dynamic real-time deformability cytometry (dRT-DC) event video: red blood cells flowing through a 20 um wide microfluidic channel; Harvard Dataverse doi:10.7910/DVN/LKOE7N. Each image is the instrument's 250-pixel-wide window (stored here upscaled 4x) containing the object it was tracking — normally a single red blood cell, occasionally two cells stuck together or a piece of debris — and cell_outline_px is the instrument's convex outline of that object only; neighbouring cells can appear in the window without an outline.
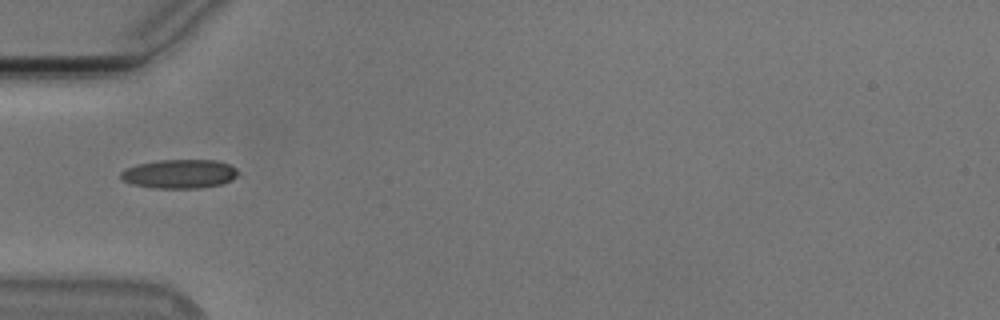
{"species": "Egyptian fruit bat (a non-hibernating species)", "species_latin": "Rousettus aegyptiacus", "temperature_condition": "cold", "stored_images_in_passage": 8, "camera_frame_rate_fps": 3000, "um_per_image_px": 0.085, "animal": {"sex": "male"}, "frame": {"image": 1, "passage_image": 1, "time_ms": 0.0, "image_size_px": [1000, 320], "cell_outline_px": [[236, 176], [232, 180], [220, 184], [200, 188], [152, 188], [132, 184], [124, 180], [120, 176], [120, 172], [128, 168], [140, 164], [160, 160], [216, 160], [228, 164], [236, 168]], "centroid_in_image_um": [15.26, 14.78], "position_along_channel_um": 69.7, "area_um2": 19.54}}
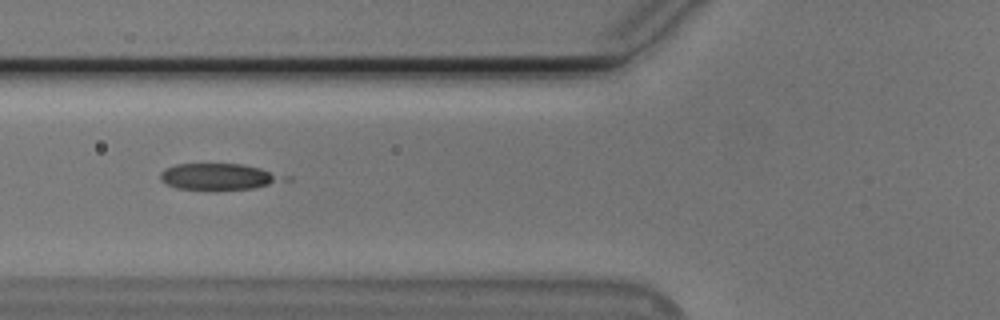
{"frame": {"image": 2, "passage_image": 4, "time_ms": 1.0, "image_size_px": [1000, 320], "cell_outline_px": [[276, 180], [268, 184], [252, 188], [208, 192], [176, 188], [164, 184], [160, 180], [160, 172], [164, 168], [176, 164], [240, 164], [260, 168], [276, 176]], "centroid_in_image_um": [18.27, 15.05], "position_along_channel_um": 107.5, "area_um2": 18.73}}
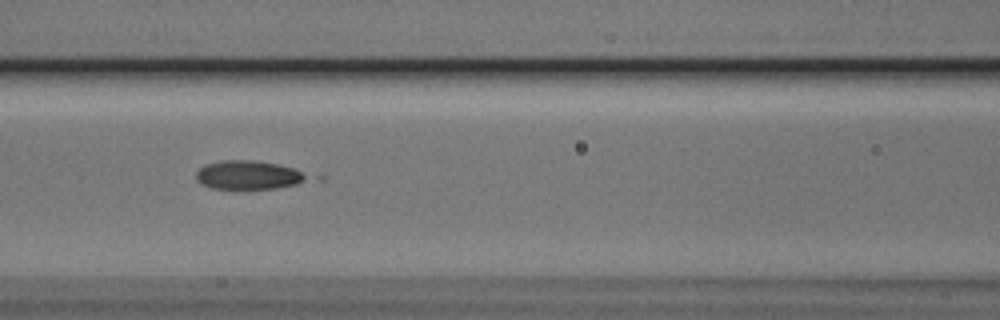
{"frame": {"image": 3, "passage_image": 7, "time_ms": 2.0, "image_size_px": [1000, 320], "cell_outline_px": [[308, 176], [304, 180], [296, 184], [276, 188], [212, 188], [200, 184], [196, 180], [196, 172], [204, 164], [220, 160], [256, 160], [276, 164], [292, 168]], "centroid_in_image_um": [21.02, 14.86], "position_along_channel_um": 145.6, "area_um2": 18.32}}